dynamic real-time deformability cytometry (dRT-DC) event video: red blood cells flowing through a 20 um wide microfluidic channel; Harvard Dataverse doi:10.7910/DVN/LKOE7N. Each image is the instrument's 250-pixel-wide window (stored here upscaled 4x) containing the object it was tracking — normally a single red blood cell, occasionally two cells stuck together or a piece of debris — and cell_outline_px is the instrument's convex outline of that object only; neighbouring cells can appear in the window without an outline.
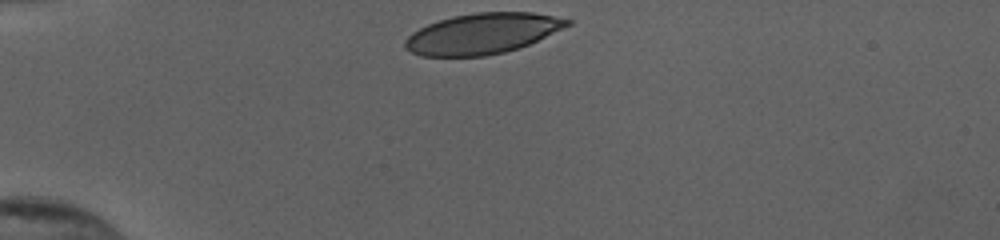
{"species": "human", "species_latin": "Homo sapiens", "temperature_condition": "cold", "stored_images_in_passage": 31, "camera_frame_rate_fps": 3000, "um_per_image_px": 0.085, "donor": {"sex": "female"}, "frame": {"image": 1, "passage_image": 1, "time_ms": 0.0, "image_size_px": [1000, 240], "cell_outline_px": [[572, 24], [528, 44], [504, 52], [484, 56], [420, 56], [404, 48], [404, 40], [412, 32], [428, 24], [452, 16], [476, 12], [532, 12], [572, 20]], "centroid_in_image_um": [40.97, 2.85], "position_along_channel_um": 44.0, "area_um2": 38.15}}
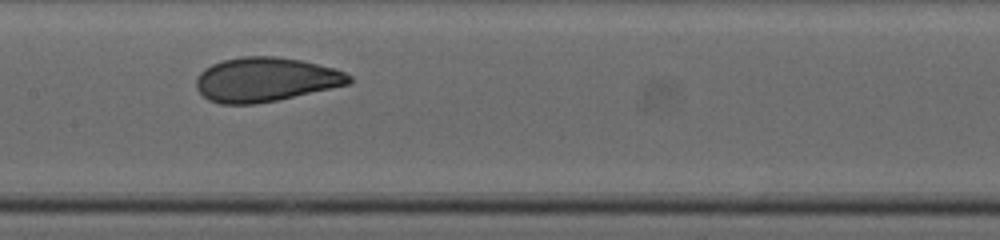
{"frame": {"image": 2, "passage_image": 15, "time_ms": 4.667, "image_size_px": [1000, 240], "cell_outline_px": [[352, 84], [276, 100], [256, 104], [220, 104], [208, 100], [196, 88], [196, 76], [204, 68], [212, 64], [224, 60], [244, 56], [276, 56], [300, 60], [332, 68], [344, 72], [352, 76]], "centroid_in_image_um": [22.56, 6.77], "position_along_channel_um": 184.8, "area_um2": 39.42}}
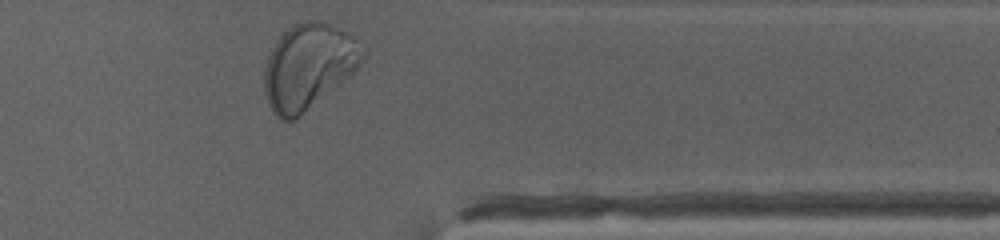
{"frame": {"image": 3, "passage_image": 31, "time_ms": 10.0, "image_size_px": [1000, 240], "cell_outline_px": [[368, 52], [364, 60], [356, 72], [352, 76], [296, 120], [288, 124], [280, 120], [272, 112], [268, 104], [264, 92], [264, 68], [268, 56], [276, 40], [292, 24], [304, 20], [324, 20], [348, 32], [368, 48]], "centroid_in_image_um": [26.27, 5.66], "position_along_channel_um": 385.1, "area_um2": 50.63}, "authors_computed_cell_mechanics": {"area_um2": 39.4196, "velocity_mm_per_s": 3.8554, "shape_relaxation_time_tau1_ms": 4.946, "shape_relaxation_time_tau2_ms": null, "deformation_change_tau1": 0.1749, "deformation_change_tau2": null}}